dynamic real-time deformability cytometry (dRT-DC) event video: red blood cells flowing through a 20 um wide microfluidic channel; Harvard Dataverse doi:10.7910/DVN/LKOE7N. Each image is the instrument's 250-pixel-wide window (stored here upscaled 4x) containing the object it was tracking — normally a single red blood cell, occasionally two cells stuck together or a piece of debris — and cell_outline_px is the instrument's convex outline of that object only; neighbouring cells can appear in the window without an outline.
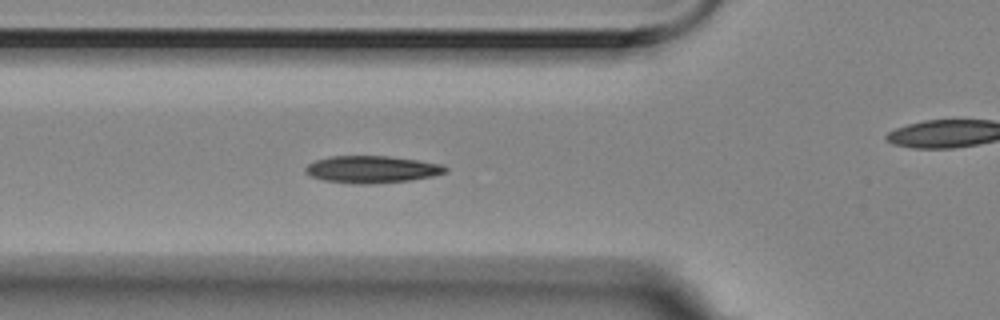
{"species": "Egyptian fruit bat (a non-hibernating species)", "species_latin": "Rousettus aegyptiacus", "temperature_condition": "room temperature", "stored_images_in_passage": 4, "camera_frame_rate_fps": 3000, "um_per_image_px": 0.085, "animal": {"sex": "female"}, "frame": {"image": 1, "passage_image": 3, "time_ms": 0.667, "image_size_px": [1000, 320], "cell_outline_px": [[448, 172], [432, 176], [408, 180], [368, 184], [352, 184], [324, 180], [312, 176], [304, 172], [304, 168], [308, 164], [316, 160], [328, 156], [388, 156], [416, 160], [440, 164], [448, 168]], "centroid_in_image_um": [31.57, 14.39], "position_along_channel_um": 94.2, "area_um2": 22.02}}